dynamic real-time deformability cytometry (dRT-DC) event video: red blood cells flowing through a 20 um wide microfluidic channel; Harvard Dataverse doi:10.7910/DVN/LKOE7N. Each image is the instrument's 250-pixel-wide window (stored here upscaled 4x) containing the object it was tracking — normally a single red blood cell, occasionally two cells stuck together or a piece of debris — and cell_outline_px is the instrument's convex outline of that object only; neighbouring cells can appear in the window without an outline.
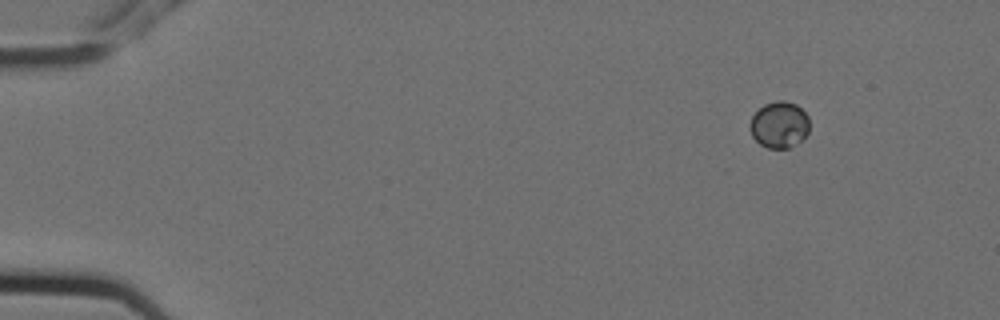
{"species": "Egyptian fruit bat (a non-hibernating species)", "species_latin": "Rousettus aegyptiacus", "temperature_condition": "cold", "stored_images_in_passage": 2, "camera_frame_rate_fps": 3000, "um_per_image_px": 0.085, "animal": {"sex": "female"}, "frame": {"image": 1, "passage_image": 1, "time_ms": 0.0, "image_size_px": [1000, 320], "cell_outline_px": [[808, 132], [800, 140], [788, 148], [768, 148], [760, 144], [752, 136], [748, 124], [752, 116], [764, 104], [776, 100], [784, 100], [796, 104], [808, 116]], "centroid_in_image_um": [66.21, 10.59], "position_along_channel_um": 18.8, "area_um2": 16.01}}